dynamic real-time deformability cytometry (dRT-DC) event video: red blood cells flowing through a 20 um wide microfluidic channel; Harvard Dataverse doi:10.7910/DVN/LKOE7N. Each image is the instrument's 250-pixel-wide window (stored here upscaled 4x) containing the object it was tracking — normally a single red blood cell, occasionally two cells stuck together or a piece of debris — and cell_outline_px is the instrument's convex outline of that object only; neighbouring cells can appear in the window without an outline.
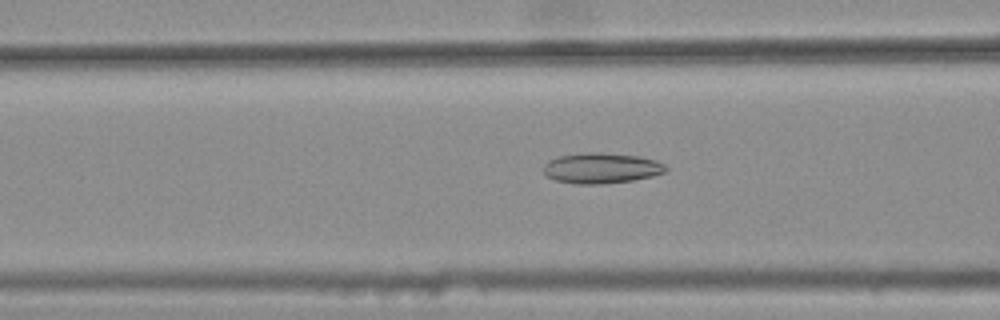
{"species": "common noctule bat (a hibernating species)", "species_latin": "Nyctalus noctula", "temperature_condition": "warm", "stored_images_in_passage": 39, "camera_frame_rate_fps": 3000, "um_per_image_px": 0.085, "animal": {"sex": "female", "body_mass_g": 25.1}, "frame": {"image": 1, "passage_image": 14, "time_ms": 4.333, "image_size_px": [1000, 320], "cell_outline_px": [[668, 168], [664, 172], [652, 176], [632, 180], [600, 184], [576, 184], [556, 180], [548, 176], [544, 172], [544, 164], [548, 160], [556, 156], [584, 152], [604, 152], [640, 156], [656, 160], [664, 164]], "centroid_in_image_um": [51.1, 14.27], "position_along_channel_um": 115.5, "area_um2": 21.91}}
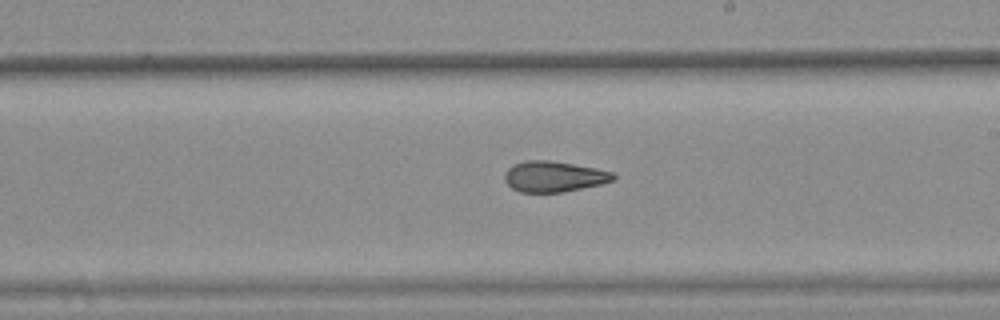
{"frame": {"image": 2, "passage_image": 24, "time_ms": 7.667, "image_size_px": [1000, 320], "cell_outline_px": [[616, 176], [612, 180], [600, 184], [564, 192], [520, 192], [512, 188], [504, 180], [504, 172], [512, 164], [524, 160], [552, 160], [596, 168], [612, 172]], "centroid_in_image_um": [47.03, 14.99], "position_along_channel_um": 242.0, "area_um2": 19.54}}
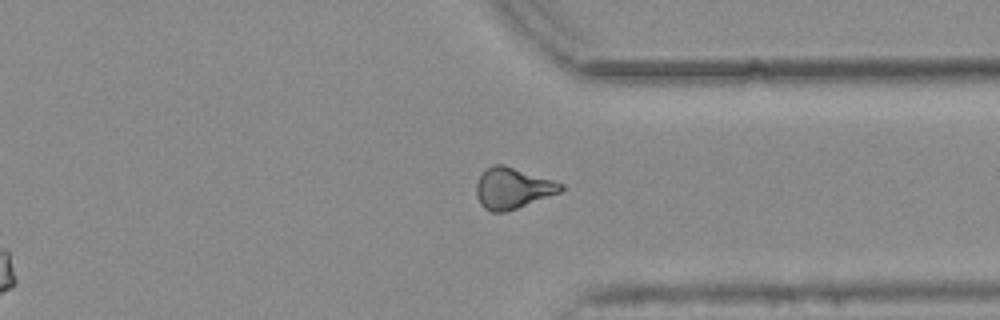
{"frame": {"image": 3, "passage_image": 34, "time_ms": 11.0, "image_size_px": [1000, 320], "cell_outline_px": [[564, 188], [560, 192], [516, 208], [504, 212], [492, 212], [484, 208], [480, 204], [476, 196], [476, 184], [480, 176], [492, 164], [504, 164], [564, 184]], "centroid_in_image_um": [43.55, 15.99], "position_along_channel_um": 367.9, "area_um2": 19.94}, "authors_computed_cell_mechanics": {"area_um2": 19.941, "velocity_mm_per_s": 3.7944, "shape_relaxation_time_tau1_ms": null, "shape_relaxation_time_tau2_ms": 3.3489, "deformation_change_tau1": null, "deformation_change_tau2": 0.1131}}